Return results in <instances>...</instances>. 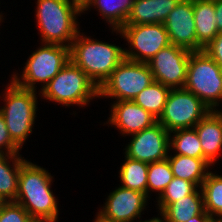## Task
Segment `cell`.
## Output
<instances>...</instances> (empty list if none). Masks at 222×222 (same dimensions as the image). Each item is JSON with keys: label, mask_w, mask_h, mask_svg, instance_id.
Instances as JSON below:
<instances>
[{"label": "cell", "mask_w": 222, "mask_h": 222, "mask_svg": "<svg viewBox=\"0 0 222 222\" xmlns=\"http://www.w3.org/2000/svg\"><path fill=\"white\" fill-rule=\"evenodd\" d=\"M4 202H6V201L0 196V205Z\"/></svg>", "instance_id": "8d00e7d4"}, {"label": "cell", "mask_w": 222, "mask_h": 222, "mask_svg": "<svg viewBox=\"0 0 222 222\" xmlns=\"http://www.w3.org/2000/svg\"><path fill=\"white\" fill-rule=\"evenodd\" d=\"M148 167L149 164L145 162L125 156L118 173L121 186L147 195Z\"/></svg>", "instance_id": "cb8c5ba5"}, {"label": "cell", "mask_w": 222, "mask_h": 222, "mask_svg": "<svg viewBox=\"0 0 222 222\" xmlns=\"http://www.w3.org/2000/svg\"><path fill=\"white\" fill-rule=\"evenodd\" d=\"M204 211L202 190L197 188L192 194L170 203L160 214L165 222H187Z\"/></svg>", "instance_id": "7402d4cb"}, {"label": "cell", "mask_w": 222, "mask_h": 222, "mask_svg": "<svg viewBox=\"0 0 222 222\" xmlns=\"http://www.w3.org/2000/svg\"><path fill=\"white\" fill-rule=\"evenodd\" d=\"M154 81L147 63L124 59L99 88V98L133 100Z\"/></svg>", "instance_id": "ba28073f"}, {"label": "cell", "mask_w": 222, "mask_h": 222, "mask_svg": "<svg viewBox=\"0 0 222 222\" xmlns=\"http://www.w3.org/2000/svg\"><path fill=\"white\" fill-rule=\"evenodd\" d=\"M213 218L204 211L202 214H198L190 218L187 222H213Z\"/></svg>", "instance_id": "d6a6232c"}, {"label": "cell", "mask_w": 222, "mask_h": 222, "mask_svg": "<svg viewBox=\"0 0 222 222\" xmlns=\"http://www.w3.org/2000/svg\"><path fill=\"white\" fill-rule=\"evenodd\" d=\"M2 94L4 106H0L11 139L22 149L35 124L39 91L25 89L11 79ZM33 131V132H32Z\"/></svg>", "instance_id": "277c9868"}, {"label": "cell", "mask_w": 222, "mask_h": 222, "mask_svg": "<svg viewBox=\"0 0 222 222\" xmlns=\"http://www.w3.org/2000/svg\"><path fill=\"white\" fill-rule=\"evenodd\" d=\"M170 90V87L153 81L133 101L158 119L162 114Z\"/></svg>", "instance_id": "d4e9b609"}, {"label": "cell", "mask_w": 222, "mask_h": 222, "mask_svg": "<svg viewBox=\"0 0 222 222\" xmlns=\"http://www.w3.org/2000/svg\"><path fill=\"white\" fill-rule=\"evenodd\" d=\"M3 17H4V16H3V13L1 12V13H0V21H1V22H4V21H3V19H4Z\"/></svg>", "instance_id": "d590c367"}, {"label": "cell", "mask_w": 222, "mask_h": 222, "mask_svg": "<svg viewBox=\"0 0 222 222\" xmlns=\"http://www.w3.org/2000/svg\"><path fill=\"white\" fill-rule=\"evenodd\" d=\"M170 153L169 151L167 159L170 163L173 176L193 182L200 188L212 166L205 159L172 155Z\"/></svg>", "instance_id": "ffe728a7"}, {"label": "cell", "mask_w": 222, "mask_h": 222, "mask_svg": "<svg viewBox=\"0 0 222 222\" xmlns=\"http://www.w3.org/2000/svg\"><path fill=\"white\" fill-rule=\"evenodd\" d=\"M191 51L174 44L161 49L147 62L154 81L171 89L184 88Z\"/></svg>", "instance_id": "8fae6325"}, {"label": "cell", "mask_w": 222, "mask_h": 222, "mask_svg": "<svg viewBox=\"0 0 222 222\" xmlns=\"http://www.w3.org/2000/svg\"><path fill=\"white\" fill-rule=\"evenodd\" d=\"M93 222H103V221L95 216V219L93 220Z\"/></svg>", "instance_id": "e575fe53"}, {"label": "cell", "mask_w": 222, "mask_h": 222, "mask_svg": "<svg viewBox=\"0 0 222 222\" xmlns=\"http://www.w3.org/2000/svg\"><path fill=\"white\" fill-rule=\"evenodd\" d=\"M69 48L70 61L82 69L98 88L125 59V49L121 46L91 38L80 31Z\"/></svg>", "instance_id": "3957f363"}, {"label": "cell", "mask_w": 222, "mask_h": 222, "mask_svg": "<svg viewBox=\"0 0 222 222\" xmlns=\"http://www.w3.org/2000/svg\"><path fill=\"white\" fill-rule=\"evenodd\" d=\"M170 150H174L173 155L203 159L201 143L194 128L170 132Z\"/></svg>", "instance_id": "484cf974"}, {"label": "cell", "mask_w": 222, "mask_h": 222, "mask_svg": "<svg viewBox=\"0 0 222 222\" xmlns=\"http://www.w3.org/2000/svg\"><path fill=\"white\" fill-rule=\"evenodd\" d=\"M184 89L195 94L210 110L222 106V68L204 50L191 52Z\"/></svg>", "instance_id": "52a82bcc"}, {"label": "cell", "mask_w": 222, "mask_h": 222, "mask_svg": "<svg viewBox=\"0 0 222 222\" xmlns=\"http://www.w3.org/2000/svg\"><path fill=\"white\" fill-rule=\"evenodd\" d=\"M133 0H82V13L96 9L112 29H121L131 10ZM89 9V10H88Z\"/></svg>", "instance_id": "d6986e66"}, {"label": "cell", "mask_w": 222, "mask_h": 222, "mask_svg": "<svg viewBox=\"0 0 222 222\" xmlns=\"http://www.w3.org/2000/svg\"><path fill=\"white\" fill-rule=\"evenodd\" d=\"M110 117L105 124L120 130L121 135L130 136L157 123V118L133 100L113 101Z\"/></svg>", "instance_id": "9a60e30c"}, {"label": "cell", "mask_w": 222, "mask_h": 222, "mask_svg": "<svg viewBox=\"0 0 222 222\" xmlns=\"http://www.w3.org/2000/svg\"><path fill=\"white\" fill-rule=\"evenodd\" d=\"M198 187L190 181L173 177L171 183L165 188L157 199L158 215L170 204L176 202L186 195L192 194Z\"/></svg>", "instance_id": "83f0119b"}, {"label": "cell", "mask_w": 222, "mask_h": 222, "mask_svg": "<svg viewBox=\"0 0 222 222\" xmlns=\"http://www.w3.org/2000/svg\"><path fill=\"white\" fill-rule=\"evenodd\" d=\"M38 91L41 99L56 102L66 107L78 105L79 108H83L89 106L88 104L93 98H99L97 85L71 61L43 89Z\"/></svg>", "instance_id": "5b68a950"}, {"label": "cell", "mask_w": 222, "mask_h": 222, "mask_svg": "<svg viewBox=\"0 0 222 222\" xmlns=\"http://www.w3.org/2000/svg\"><path fill=\"white\" fill-rule=\"evenodd\" d=\"M197 51H202L217 35L214 0H193Z\"/></svg>", "instance_id": "ac0fdd59"}, {"label": "cell", "mask_w": 222, "mask_h": 222, "mask_svg": "<svg viewBox=\"0 0 222 222\" xmlns=\"http://www.w3.org/2000/svg\"><path fill=\"white\" fill-rule=\"evenodd\" d=\"M210 111L192 92L184 88L171 89L157 122L170 133L179 129L194 128Z\"/></svg>", "instance_id": "9c48e42d"}, {"label": "cell", "mask_w": 222, "mask_h": 222, "mask_svg": "<svg viewBox=\"0 0 222 222\" xmlns=\"http://www.w3.org/2000/svg\"><path fill=\"white\" fill-rule=\"evenodd\" d=\"M130 136L124 156L147 164L168 158L170 133L159 122Z\"/></svg>", "instance_id": "4fadbf2b"}, {"label": "cell", "mask_w": 222, "mask_h": 222, "mask_svg": "<svg viewBox=\"0 0 222 222\" xmlns=\"http://www.w3.org/2000/svg\"><path fill=\"white\" fill-rule=\"evenodd\" d=\"M0 222H36L17 202L9 201L0 205Z\"/></svg>", "instance_id": "f1b7e54d"}, {"label": "cell", "mask_w": 222, "mask_h": 222, "mask_svg": "<svg viewBox=\"0 0 222 222\" xmlns=\"http://www.w3.org/2000/svg\"><path fill=\"white\" fill-rule=\"evenodd\" d=\"M179 0H133L124 25L164 24Z\"/></svg>", "instance_id": "e0dca14e"}, {"label": "cell", "mask_w": 222, "mask_h": 222, "mask_svg": "<svg viewBox=\"0 0 222 222\" xmlns=\"http://www.w3.org/2000/svg\"><path fill=\"white\" fill-rule=\"evenodd\" d=\"M194 129L201 143L203 159L213 167L222 153V114L211 110Z\"/></svg>", "instance_id": "2e32d148"}, {"label": "cell", "mask_w": 222, "mask_h": 222, "mask_svg": "<svg viewBox=\"0 0 222 222\" xmlns=\"http://www.w3.org/2000/svg\"><path fill=\"white\" fill-rule=\"evenodd\" d=\"M24 160L20 154H0V196L6 202L16 200L19 172Z\"/></svg>", "instance_id": "44dd1931"}, {"label": "cell", "mask_w": 222, "mask_h": 222, "mask_svg": "<svg viewBox=\"0 0 222 222\" xmlns=\"http://www.w3.org/2000/svg\"><path fill=\"white\" fill-rule=\"evenodd\" d=\"M139 222H165L163 216L160 214V217H152L151 219H148V220H144L142 221V219L139 221Z\"/></svg>", "instance_id": "836d02e7"}, {"label": "cell", "mask_w": 222, "mask_h": 222, "mask_svg": "<svg viewBox=\"0 0 222 222\" xmlns=\"http://www.w3.org/2000/svg\"><path fill=\"white\" fill-rule=\"evenodd\" d=\"M173 173L168 159L156 161L149 164L147 179V197L150 199V193H156L159 198L165 188L171 183Z\"/></svg>", "instance_id": "4316f807"}, {"label": "cell", "mask_w": 222, "mask_h": 222, "mask_svg": "<svg viewBox=\"0 0 222 222\" xmlns=\"http://www.w3.org/2000/svg\"><path fill=\"white\" fill-rule=\"evenodd\" d=\"M21 148L11 139L5 120L0 113V154H20Z\"/></svg>", "instance_id": "f546056e"}, {"label": "cell", "mask_w": 222, "mask_h": 222, "mask_svg": "<svg viewBox=\"0 0 222 222\" xmlns=\"http://www.w3.org/2000/svg\"><path fill=\"white\" fill-rule=\"evenodd\" d=\"M53 177L48 170L29 160L21 164L15 202L36 222H58L59 203L51 189Z\"/></svg>", "instance_id": "6da1fadb"}, {"label": "cell", "mask_w": 222, "mask_h": 222, "mask_svg": "<svg viewBox=\"0 0 222 222\" xmlns=\"http://www.w3.org/2000/svg\"><path fill=\"white\" fill-rule=\"evenodd\" d=\"M171 44L197 51L193 0H179L169 13L165 23Z\"/></svg>", "instance_id": "5bb4252c"}, {"label": "cell", "mask_w": 222, "mask_h": 222, "mask_svg": "<svg viewBox=\"0 0 222 222\" xmlns=\"http://www.w3.org/2000/svg\"><path fill=\"white\" fill-rule=\"evenodd\" d=\"M36 23L41 43L70 47L80 31L82 0H37Z\"/></svg>", "instance_id": "7a4b0ae2"}, {"label": "cell", "mask_w": 222, "mask_h": 222, "mask_svg": "<svg viewBox=\"0 0 222 222\" xmlns=\"http://www.w3.org/2000/svg\"><path fill=\"white\" fill-rule=\"evenodd\" d=\"M215 15L217 17L218 32H222V0H214Z\"/></svg>", "instance_id": "1f68e13d"}, {"label": "cell", "mask_w": 222, "mask_h": 222, "mask_svg": "<svg viewBox=\"0 0 222 222\" xmlns=\"http://www.w3.org/2000/svg\"><path fill=\"white\" fill-rule=\"evenodd\" d=\"M70 61V48L60 44L42 43L27 59L21 74L13 72L11 80L19 87L41 89ZM19 76V77H18Z\"/></svg>", "instance_id": "8992f818"}, {"label": "cell", "mask_w": 222, "mask_h": 222, "mask_svg": "<svg viewBox=\"0 0 222 222\" xmlns=\"http://www.w3.org/2000/svg\"><path fill=\"white\" fill-rule=\"evenodd\" d=\"M148 201L145 193L119 185L109 193L96 217L103 222H134L142 217Z\"/></svg>", "instance_id": "7c38bea8"}, {"label": "cell", "mask_w": 222, "mask_h": 222, "mask_svg": "<svg viewBox=\"0 0 222 222\" xmlns=\"http://www.w3.org/2000/svg\"><path fill=\"white\" fill-rule=\"evenodd\" d=\"M200 188L204 210L214 221H222V175L209 171Z\"/></svg>", "instance_id": "603a6c76"}, {"label": "cell", "mask_w": 222, "mask_h": 222, "mask_svg": "<svg viewBox=\"0 0 222 222\" xmlns=\"http://www.w3.org/2000/svg\"><path fill=\"white\" fill-rule=\"evenodd\" d=\"M222 68V32L203 49Z\"/></svg>", "instance_id": "4dcf8cb0"}, {"label": "cell", "mask_w": 222, "mask_h": 222, "mask_svg": "<svg viewBox=\"0 0 222 222\" xmlns=\"http://www.w3.org/2000/svg\"><path fill=\"white\" fill-rule=\"evenodd\" d=\"M128 43L125 58L147 63L161 49L171 44L164 24L124 25L121 29H112Z\"/></svg>", "instance_id": "30bf717a"}]
</instances>
